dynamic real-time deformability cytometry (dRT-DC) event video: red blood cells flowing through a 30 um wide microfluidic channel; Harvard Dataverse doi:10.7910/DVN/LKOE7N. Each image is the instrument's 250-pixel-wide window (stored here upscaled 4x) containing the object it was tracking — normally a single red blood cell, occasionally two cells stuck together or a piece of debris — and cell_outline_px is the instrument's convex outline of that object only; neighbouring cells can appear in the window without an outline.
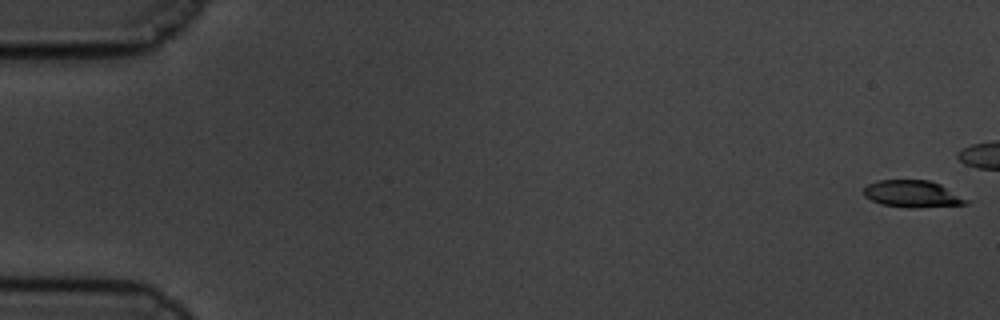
{"species": "common noctule bat (a hibernating species)", "species_latin": "Nyctalus noctula", "temperature_condition": "cold", "stored_images_in_passage": 48, "camera_frame_rate_fps": 3000, "um_per_image_px": 0.085, "animal": {"sex": "male", "body_mass_g": 19.5, "forearm_length_mm": 54.6}, "frame": {"image": 1, "passage_image": 1, "time_ms": 0.0, "image_size_px": [1000, 320], "cell_outline_px": [[972, 200], [968, 204], [912, 208], [908, 208], [880, 204], [864, 196], [864, 188], [868, 184], [876, 180], [928, 180], [940, 184]], "centroid_in_image_um": [77.6, 16.49], "position_along_channel_um": 7.4, "area_um2": 16.3}}
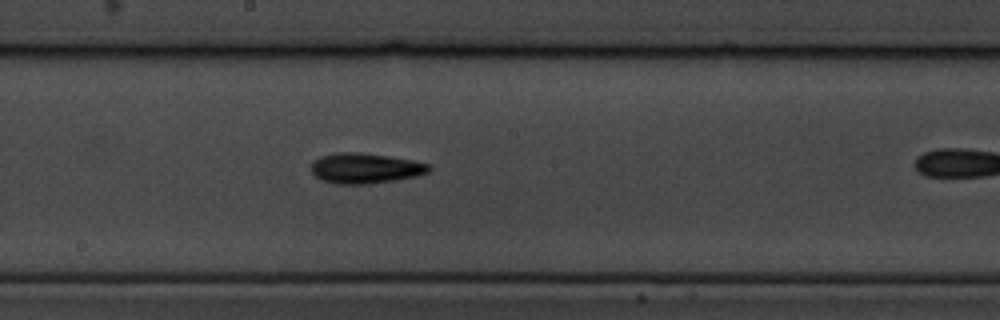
{"frame": {"image": 2, "passage_image": 33, "time_ms": 10.667, "image_size_px": [1000, 320], "cell_outline_px": [[432, 168], [428, 172], [416, 176], [396, 180], [368, 184], [336, 184], [324, 180], [316, 176], [312, 172], [312, 160], [320, 156], [336, 152], [360, 152], [388, 156], [412, 160], [428, 164]], "centroid_in_image_um": [31.03, 14.29], "position_along_channel_um": 217.2, "area_um2": 20.81}}
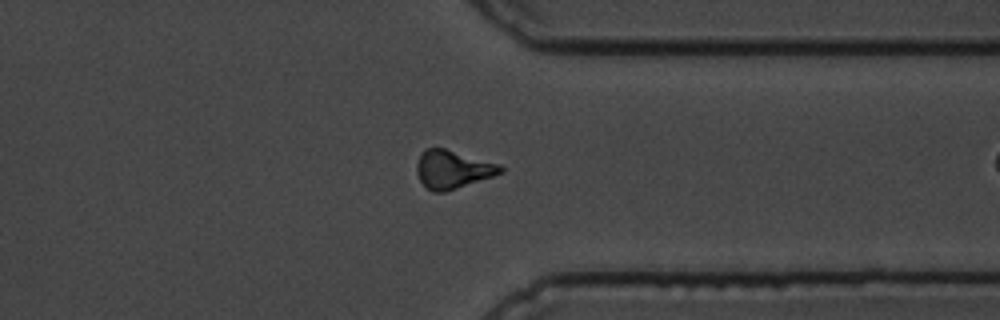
{"frame": {"image": 3, "passage_image": 47, "time_ms": 15.333, "image_size_px": [1000, 320], "cell_outline_px": [[504, 172], [444, 192], [432, 192], [420, 180], [416, 172], [416, 164], [420, 152], [424, 148], [444, 148], [500, 164], [504, 168]], "centroid_in_image_um": [38.45, 14.38], "position_along_channel_um": 373.0, "area_um2": 18.55}}